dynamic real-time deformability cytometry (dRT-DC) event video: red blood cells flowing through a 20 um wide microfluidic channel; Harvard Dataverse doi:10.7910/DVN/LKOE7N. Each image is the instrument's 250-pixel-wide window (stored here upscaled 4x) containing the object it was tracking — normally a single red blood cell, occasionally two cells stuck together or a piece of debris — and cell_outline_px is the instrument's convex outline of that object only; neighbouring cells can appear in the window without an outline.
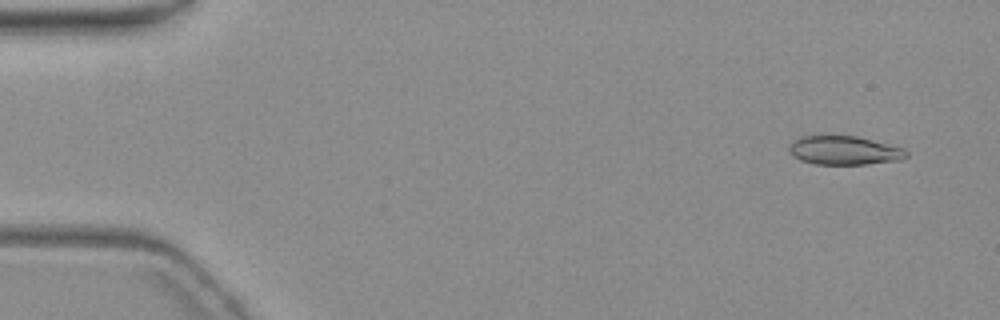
{"species": "common noctule bat (a hibernating species)", "species_latin": "Nyctalus noctula", "temperature_condition": "warm", "stored_images_in_passage": 6, "camera_frame_rate_fps": 3000, "um_per_image_px": 0.085, "animal": {"sex": "female", "body_mass_g": 19.3, "forearm_length_mm": 54.1}, "frame": {"image": 1, "passage_image": 2, "time_ms": 1.0, "image_size_px": [1000, 320], "cell_outline_px": [[908, 156], [900, 160], [864, 164], [816, 164], [800, 160], [792, 156], [788, 152], [788, 144], [792, 140], [800, 136], [856, 136], [904, 148], [908, 152]], "centroid_in_image_um": [71.71, 12.78], "position_along_channel_um": 13.3, "area_um2": 19.77}}
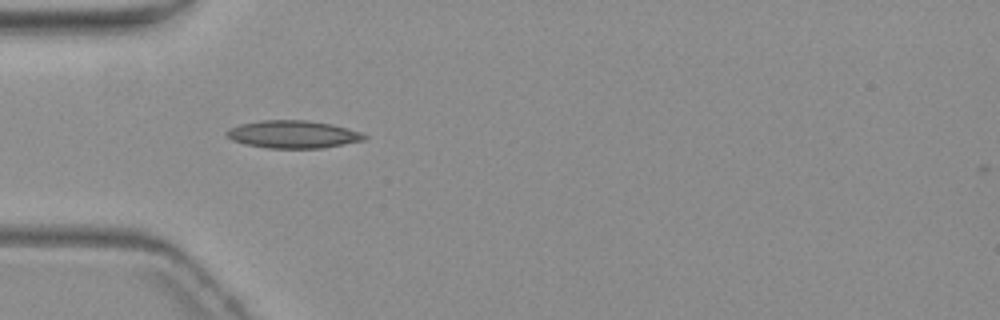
{"frame": {"image": 2, "passage_image": 5, "time_ms": 5.667, "image_size_px": [1000, 320], "cell_outline_px": [[368, 136], [364, 140], [324, 148], [268, 148], [244, 144], [232, 140], [224, 132], [228, 128], [240, 124], [260, 120], [308, 120], [332, 124], [360, 132]], "centroid_in_image_um": [24.88, 11.41], "position_along_channel_um": 60.1, "area_um2": 22.25}}
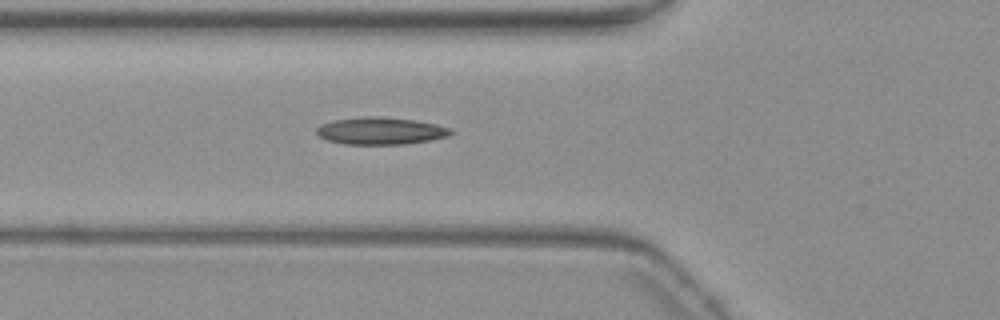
{"frame": {"image": 3, "passage_image": 6, "time_ms": 6.667, "image_size_px": [1000, 320], "cell_outline_px": [[456, 132], [448, 136], [432, 140], [404, 144], [344, 144], [324, 140], [316, 132], [316, 128], [324, 124], [336, 120], [364, 116], [380, 116], [416, 120], [436, 124], [452, 128]], "centroid_in_image_um": [32.41, 11.13], "position_along_channel_um": 93.4, "area_um2": 21.44}}